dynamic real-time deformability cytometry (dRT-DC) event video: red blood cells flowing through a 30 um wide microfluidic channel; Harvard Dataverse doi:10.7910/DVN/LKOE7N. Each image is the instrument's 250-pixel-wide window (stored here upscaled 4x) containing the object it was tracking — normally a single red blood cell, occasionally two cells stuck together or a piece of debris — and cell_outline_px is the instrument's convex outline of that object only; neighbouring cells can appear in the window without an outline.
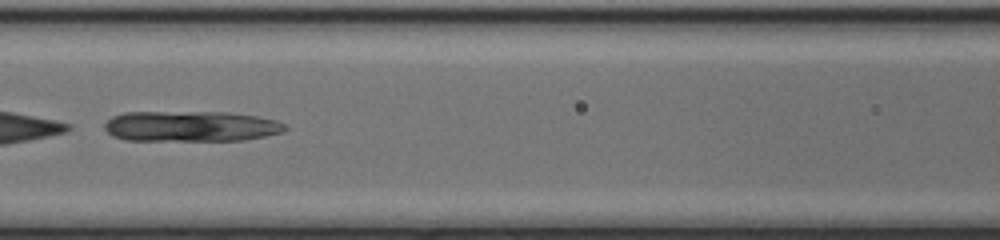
{"species": "common noctule bat (a hibernating species)", "species_latin": "Nyctalus noctula", "temperature_condition": "cold", "stored_images_in_passage": 38, "camera_frame_rate_fps": 3000, "um_per_image_px": 0.085, "animal": {"sex": "female", "body_mass_g": 17.0, "forearm_length_mm": 48.0}, "frame": {"image": 1, "passage_image": 23, "time_ms": 7.333, "image_size_px": [1000, 240], "cell_outline_px": [[288, 128], [284, 132], [244, 140], [124, 140], [112, 136], [104, 128], [104, 124], [112, 116], [124, 112], [228, 112], [256, 116], [276, 120], [284, 124]], "centroid_in_image_um": [16.21, 10.73], "position_along_channel_um": 150.4, "area_um2": 32.25}}